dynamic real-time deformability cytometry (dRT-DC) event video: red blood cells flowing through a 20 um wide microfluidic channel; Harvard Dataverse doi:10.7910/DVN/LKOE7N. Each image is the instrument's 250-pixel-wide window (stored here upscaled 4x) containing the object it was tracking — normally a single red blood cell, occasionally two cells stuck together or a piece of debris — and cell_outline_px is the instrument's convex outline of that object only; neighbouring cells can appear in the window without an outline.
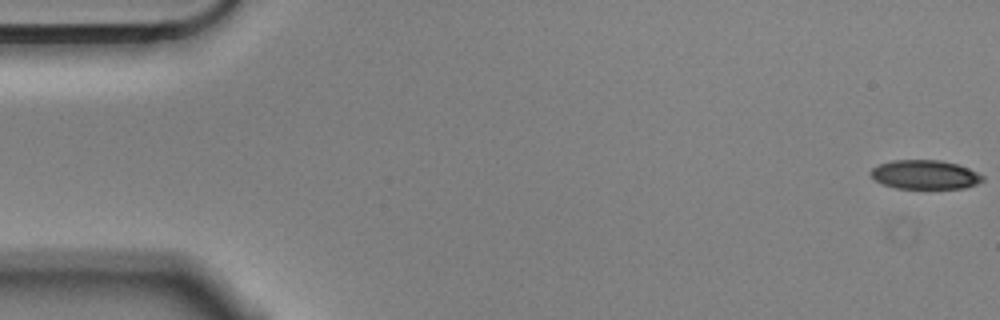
{"species": "Egyptian fruit bat (a non-hibernating species)", "species_latin": "Rousettus aegyptiacus", "temperature_condition": "cold", "stored_images_in_passage": 5, "camera_frame_rate_fps": 3000, "um_per_image_px": 0.085, "animal": {"sex": "male"}, "frame": {"image": 1, "passage_image": 1, "time_ms": 0.0, "image_size_px": [1000, 320], "cell_outline_px": [[984, 180], [976, 184], [964, 188], [896, 188], [884, 184], [876, 180], [868, 172], [872, 168], [880, 164], [892, 160], [940, 160], [956, 164], [968, 168], [984, 176]], "centroid_in_image_um": [78.62, 14.84], "position_along_channel_um": 6.4, "area_um2": 18.79}}